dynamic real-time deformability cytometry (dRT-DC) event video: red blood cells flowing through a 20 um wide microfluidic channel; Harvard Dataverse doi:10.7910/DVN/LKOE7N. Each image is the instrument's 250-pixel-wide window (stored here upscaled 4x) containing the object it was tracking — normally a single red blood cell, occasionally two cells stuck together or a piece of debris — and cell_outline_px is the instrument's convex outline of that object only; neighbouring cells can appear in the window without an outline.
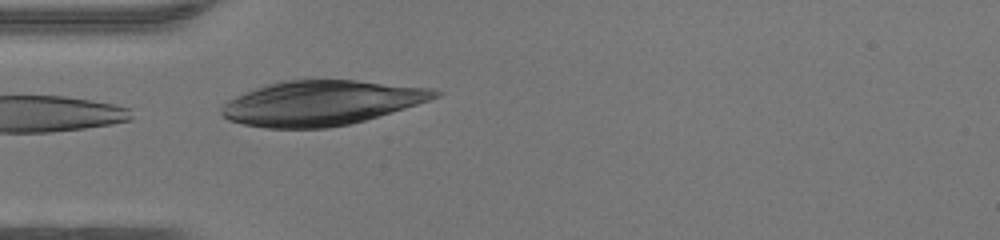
{"species": "human", "species_latin": "Homo sapiens", "temperature_condition": "warm", "stored_images_in_passage": 11, "camera_frame_rate_fps": 3000, "um_per_image_px": 0.085, "donor": {"sex": "female"}, "frame": {"image": 1, "passage_image": 11, "time_ms": 3.333, "image_size_px": [1000, 240], "cell_outline_px": [[444, 92], [440, 96], [404, 108], [364, 120], [348, 124], [328, 128], [264, 128], [244, 124], [228, 120], [220, 112], [220, 108], [228, 100], [244, 92], [264, 84], [280, 80], [356, 80], [432, 88]], "centroid_in_image_um": [27.27, 8.74], "position_along_channel_um": 57.7, "area_um2": 55.55}}